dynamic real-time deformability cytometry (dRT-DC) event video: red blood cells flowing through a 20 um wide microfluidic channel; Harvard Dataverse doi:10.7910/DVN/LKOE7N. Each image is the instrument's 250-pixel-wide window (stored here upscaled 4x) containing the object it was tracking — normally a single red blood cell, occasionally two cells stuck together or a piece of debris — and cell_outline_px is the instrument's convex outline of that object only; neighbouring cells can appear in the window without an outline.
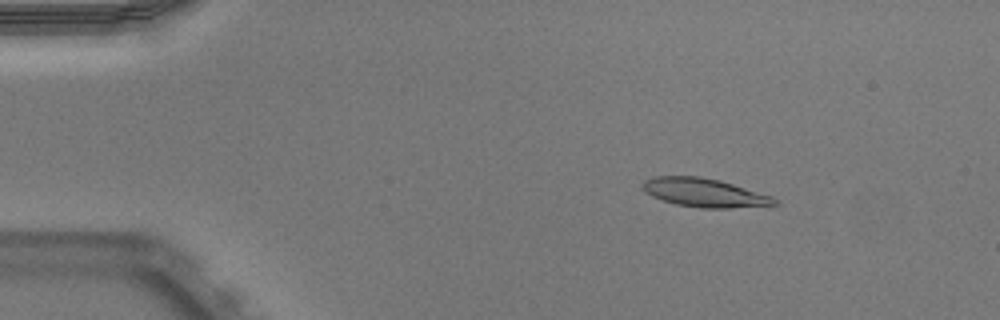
{"species": "Egyptian fruit bat (a non-hibernating species)", "species_latin": "Rousettus aegyptiacus", "temperature_condition": "warm", "stored_images_in_passage": 51, "camera_frame_rate_fps": 3000, "um_per_image_px": 0.085, "animal": {"sex": "male"}, "frame": {"image": 1, "passage_image": 8, "time_ms": 2.333, "image_size_px": [1000, 320], "cell_outline_px": [[780, 204], [728, 208], [700, 208], [676, 204], [652, 196], [644, 192], [640, 184], [644, 180], [652, 176], [700, 176], [720, 180], [772, 196]], "centroid_in_image_um": [59.82, 16.37], "position_along_channel_um": 25.2, "area_um2": 22.02}}
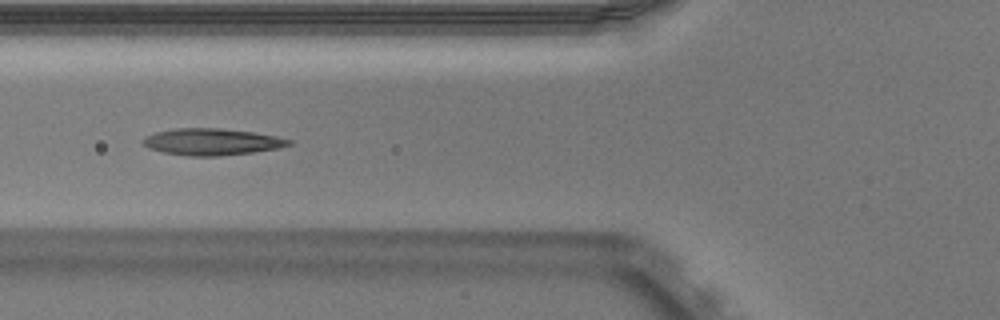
{"frame": {"image": 2, "passage_image": 20, "time_ms": 6.333, "image_size_px": [1000, 320], "cell_outline_px": [[292, 144], [276, 148], [252, 152], [220, 156], [188, 156], [164, 152], [148, 148], [140, 140], [144, 136], [156, 132], [176, 128], [220, 128], [252, 132], [276, 136], [292, 140]], "centroid_in_image_um": [17.96, 12.05], "position_along_channel_um": 107.8, "area_um2": 22.6}}
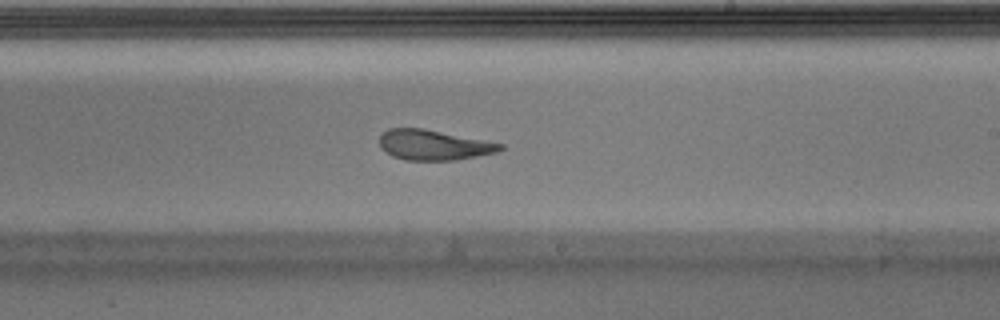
{"frame": {"image": 3, "passage_image": 31, "time_ms": 10.0, "image_size_px": [1000, 320], "cell_outline_px": [[504, 148], [496, 152], [456, 160], [404, 160], [392, 156], [380, 148], [380, 136], [388, 128], [424, 128], [504, 144]], "centroid_in_image_um": [36.84, 12.32], "position_along_channel_um": 252.2, "area_um2": 21.21}, "authors_computed_cell_mechanics": {"area_um2": 22.253, "velocity_mm_per_s": 3.933, "shape_relaxation_time_tau1_ms": null, "shape_relaxation_time_tau2_ms": 2.0457, "deformation_change_tau1": null, "deformation_change_tau2": 0.0948}}